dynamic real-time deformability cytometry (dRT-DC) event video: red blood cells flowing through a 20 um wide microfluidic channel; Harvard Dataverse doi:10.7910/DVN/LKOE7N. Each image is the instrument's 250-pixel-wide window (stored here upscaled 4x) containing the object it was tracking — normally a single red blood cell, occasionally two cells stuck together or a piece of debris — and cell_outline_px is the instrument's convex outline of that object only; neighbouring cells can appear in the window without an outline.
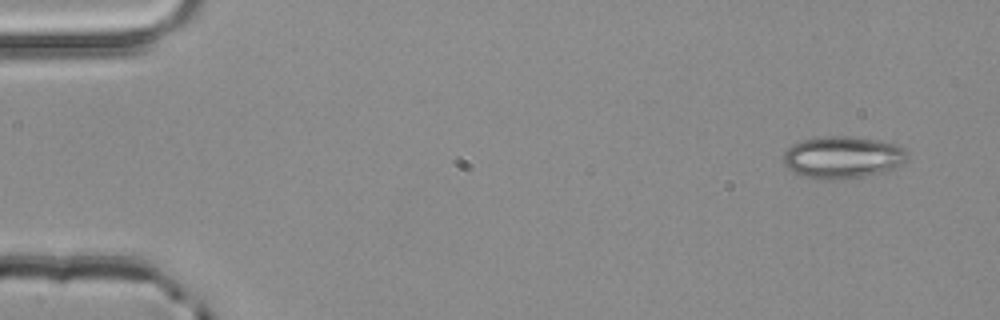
{"species": "common noctule bat (a hibernating species)", "species_latin": "Nyctalus noctula", "temperature_condition": "room temperature", "stored_images_in_passage": 3, "camera_frame_rate_fps": 3000, "um_per_image_px": 0.085, "animal": {"sex": "male", "body_mass_g": 20.4}, "frame": {"image": 1, "passage_image": 1, "time_ms": 0.0, "image_size_px": [1000, 320], "cell_outline_px": [[908, 156], [896, 168], [884, 172], [840, 180], [828, 180], [800, 176], [792, 172], [784, 164], [784, 152], [792, 144], [804, 140], [824, 136], [848, 136], [896, 144], [904, 148], [908, 152]], "centroid_in_image_um": [71.6, 13.39], "position_along_channel_um": 13.4, "area_um2": 30.4}}
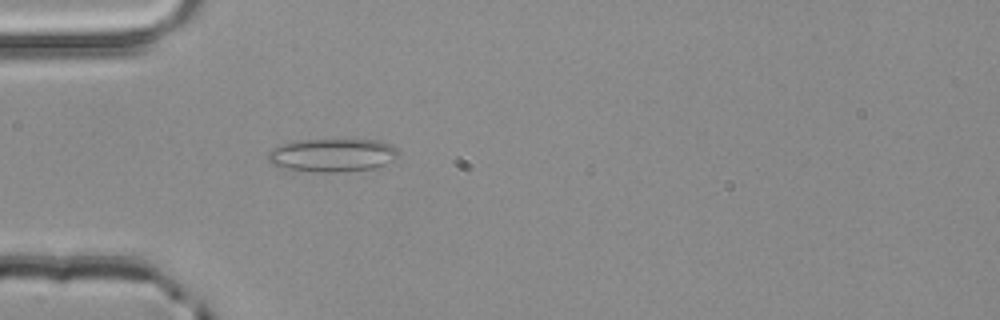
{"frame": {"image": 2, "passage_image": 3, "time_ms": 0.667, "image_size_px": [1000, 320], "cell_outline_px": [[400, 156], [384, 164], [372, 168], [336, 172], [320, 172], [284, 168], [272, 164], [268, 160], [268, 152], [284, 144], [296, 140], [380, 140], [392, 144], [400, 152]], "centroid_in_image_um": [28.3, 13.18], "position_along_channel_um": 56.7, "area_um2": 25.03}}